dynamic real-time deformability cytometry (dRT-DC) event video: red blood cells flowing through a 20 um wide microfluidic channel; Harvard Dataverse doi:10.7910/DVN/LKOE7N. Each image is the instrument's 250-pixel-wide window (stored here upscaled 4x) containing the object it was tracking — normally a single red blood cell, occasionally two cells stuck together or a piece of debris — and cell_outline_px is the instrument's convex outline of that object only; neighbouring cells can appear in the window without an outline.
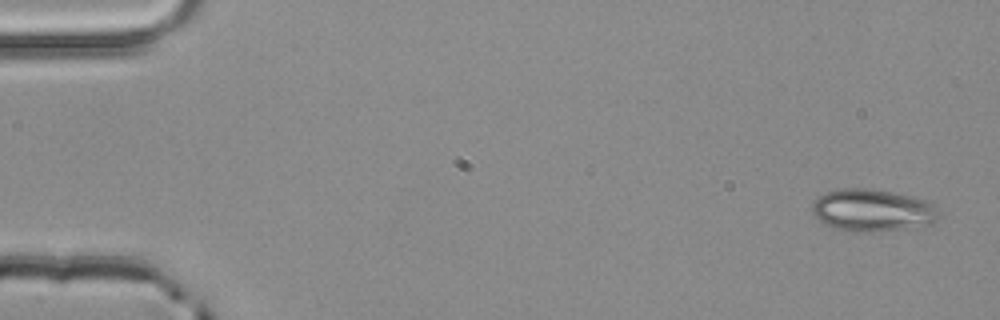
{"species": "common noctule bat (a hibernating species)", "species_latin": "Nyctalus noctula", "temperature_condition": "room temperature", "stored_images_in_passage": 4, "segment_of_instrument_passage": [2, 2], "camera_frame_rate_fps": 3000, "um_per_image_px": 0.085, "animal": {"sex": "male", "body_mass_g": 20.4}, "frame": {"image": 1, "passage_image": 4, "time_ms": 1.0, "image_size_px": [1000, 320], "cell_outline_px": [[940, 212], [936, 220], [928, 224], [872, 232], [852, 232], [836, 228], [820, 220], [812, 212], [812, 204], [820, 196], [828, 192], [840, 188], [864, 188], [892, 192], [916, 196], [928, 200], [936, 204], [940, 208]], "centroid_in_image_um": [74.22, 17.85], "position_along_channel_um": 10.8, "area_um2": 31.1}}